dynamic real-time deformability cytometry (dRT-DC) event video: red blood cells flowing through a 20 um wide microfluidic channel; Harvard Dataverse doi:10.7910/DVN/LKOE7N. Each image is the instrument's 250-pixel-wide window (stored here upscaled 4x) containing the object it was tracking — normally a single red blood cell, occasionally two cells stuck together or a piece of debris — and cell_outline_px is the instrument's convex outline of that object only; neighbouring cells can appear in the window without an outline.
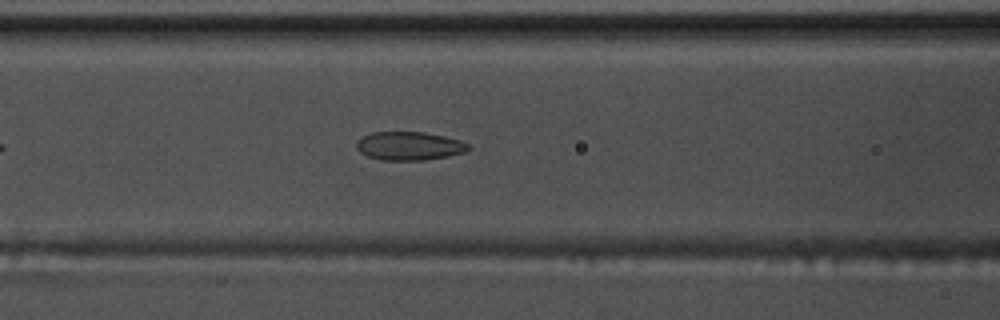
{"species": "common noctule bat (a hibernating species)", "species_latin": "Nyctalus noctula", "temperature_condition": "warm", "stored_images_in_passage": 43, "camera_frame_rate_fps": 3000, "um_per_image_px": 0.085, "animal": {"sex": "male", "body_mass_g": 17.5, "forearm_length_mm": 52.3}, "frame": {"image": 1, "passage_image": 12, "time_ms": 3.667, "image_size_px": [1000, 320], "cell_outline_px": [[468, 148], [464, 152], [448, 156], [424, 160], [380, 160], [368, 156], [360, 152], [356, 148], [356, 144], [364, 136], [372, 132], [424, 132], [444, 136], [460, 140], [468, 144]], "centroid_in_image_um": [34.77, 12.41], "position_along_channel_um": 131.8, "area_um2": 18.38}}
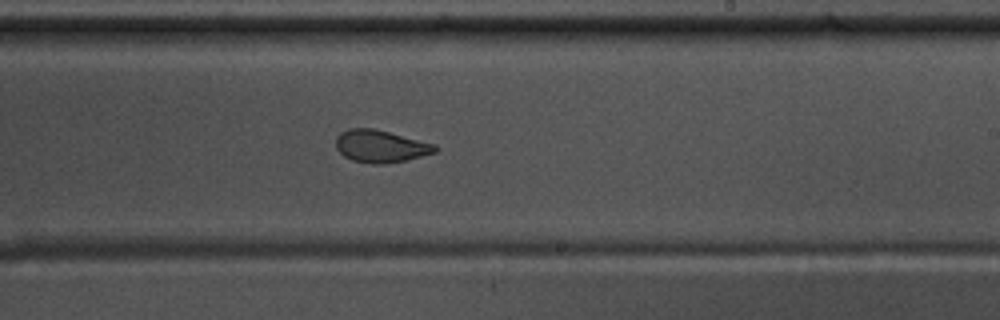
{"frame": {"image": 2, "passage_image": 22, "time_ms": 7.0, "image_size_px": [1000, 320], "cell_outline_px": [[440, 148], [436, 152], [404, 160], [384, 164], [372, 164], [352, 160], [344, 156], [336, 148], [336, 136], [340, 132], [348, 128], [372, 128], [436, 144]], "centroid_in_image_um": [32.33, 12.43], "position_along_channel_um": 256.7, "area_um2": 18.67}}
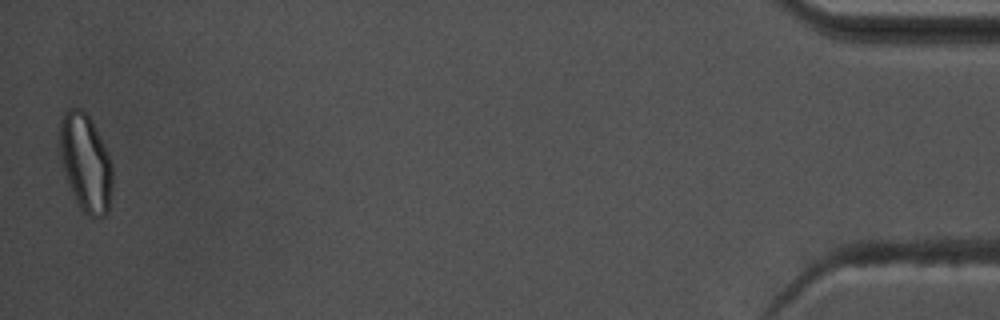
{"frame": {"image": 3, "passage_image": 43, "time_ms": 14.0, "image_size_px": [1000, 320], "cell_outline_px": [[112, 188], [108, 212], [104, 216], [88, 216], [76, 204], [64, 168], [60, 148], [60, 120], [64, 112], [68, 108], [80, 108], [92, 120], [96, 128], [112, 164]], "centroid_in_image_um": [7.29, 13.83], "position_along_channel_um": 427.9, "area_um2": 29.59}, "authors_computed_cell_mechanics": {"area_um2": 19.5942, "velocity_mm_per_s": 3.7628, "shape_relaxation_time_tau1_ms": 9.2009, "shape_relaxation_time_tau2_ms": 1.2589, "deformation_change_tau1": 0.2027, "deformation_change_tau2": 0.067}}